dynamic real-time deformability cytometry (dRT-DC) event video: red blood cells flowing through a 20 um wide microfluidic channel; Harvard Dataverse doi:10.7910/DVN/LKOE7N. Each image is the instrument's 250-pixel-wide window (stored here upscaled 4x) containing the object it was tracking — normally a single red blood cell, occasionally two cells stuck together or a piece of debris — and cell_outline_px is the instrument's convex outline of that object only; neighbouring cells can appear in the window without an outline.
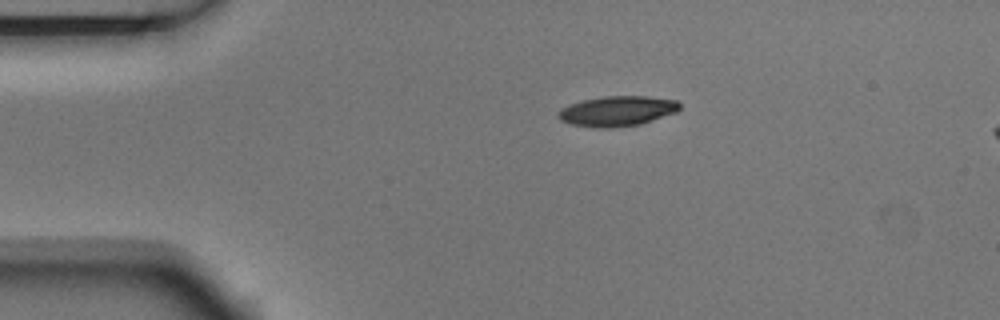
{"species": "Egyptian fruit bat (a non-hibernating species)", "species_latin": "Rousettus aegyptiacus", "temperature_condition": "room temperature", "stored_images_in_passage": 4, "camera_frame_rate_fps": 3000, "um_per_image_px": 0.085, "animal": {"sex": "male"}, "frame": {"image": 1, "passage_image": 1, "time_ms": 0.0, "image_size_px": [1000, 320], "cell_outline_px": [[680, 108], [676, 112], [640, 124], [612, 128], [596, 128], [572, 124], [560, 120], [556, 116], [556, 112], [560, 108], [580, 100], [604, 96], [648, 96], [676, 100], [680, 104]], "centroid_in_image_um": [52.41, 9.44], "position_along_channel_um": 32.6, "area_um2": 21.5}}
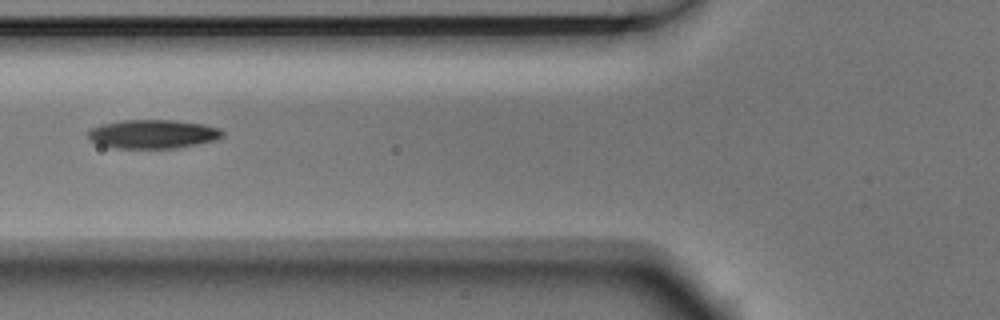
{"frame": {"image": 2, "passage_image": 4, "time_ms": 1.0, "image_size_px": [1000, 320], "cell_outline_px": [[224, 136], [216, 140], [176, 148], [116, 148], [100, 144], [88, 140], [88, 128], [100, 124], [124, 120], [176, 120], [204, 124], [220, 128], [224, 132]], "centroid_in_image_um": [12.99, 11.38], "position_along_channel_um": 112.8, "area_um2": 22.77}}